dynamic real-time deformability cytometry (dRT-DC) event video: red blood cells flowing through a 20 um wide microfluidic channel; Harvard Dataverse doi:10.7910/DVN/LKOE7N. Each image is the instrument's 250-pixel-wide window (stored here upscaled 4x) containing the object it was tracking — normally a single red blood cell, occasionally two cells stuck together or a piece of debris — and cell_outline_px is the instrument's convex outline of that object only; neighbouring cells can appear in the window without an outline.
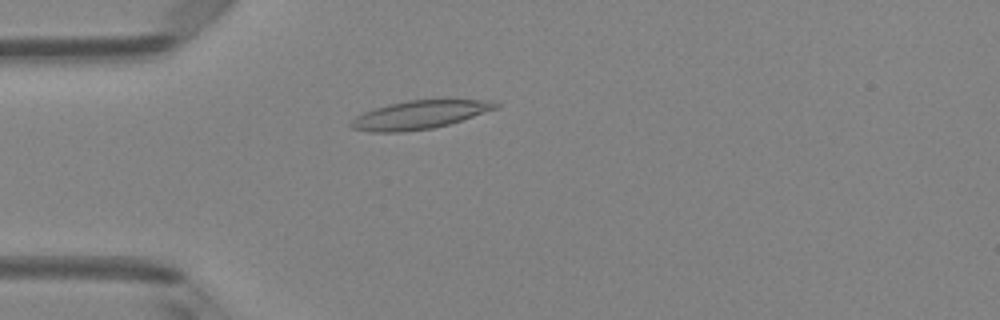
{"species": "Egyptian fruit bat (a non-hibernating species)", "species_latin": "Rousettus aegyptiacus", "temperature_condition": "room temperature", "stored_images_in_passage": 50, "camera_frame_rate_fps": 3000, "um_per_image_px": 0.085, "animal": {"sex": "female"}, "frame": {"image": 1, "passage_image": 14, "time_ms": 4.333, "image_size_px": [1000, 320], "cell_outline_px": [[500, 104], [496, 108], [448, 124], [432, 128], [400, 132], [368, 132], [352, 128], [348, 124], [356, 116], [364, 112], [388, 104], [408, 100], [492, 100]], "centroid_in_image_um": [35.6, 9.76], "position_along_channel_um": 49.4, "area_um2": 23.52}}
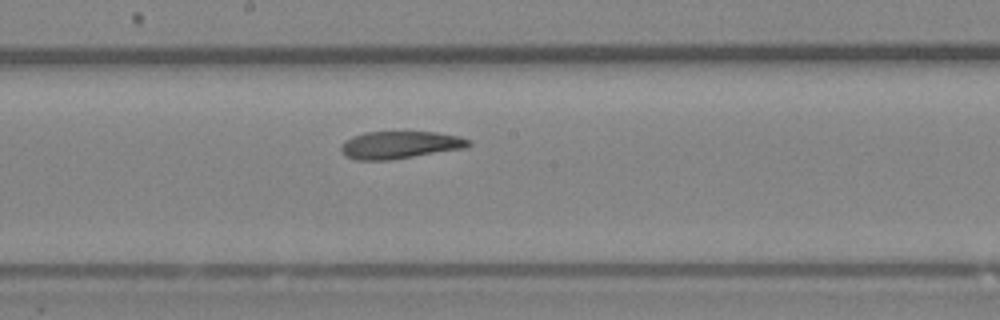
{"frame": {"image": 2, "passage_image": 27, "time_ms": 8.667, "image_size_px": [1000, 320], "cell_outline_px": [[472, 144], [464, 148], [392, 160], [356, 160], [348, 156], [340, 148], [340, 144], [344, 140], [352, 136], [364, 132], [436, 132], [460, 136], [472, 140]], "centroid_in_image_um": [34.01, 12.31], "position_along_channel_um": 214.2, "area_um2": 20.52}}
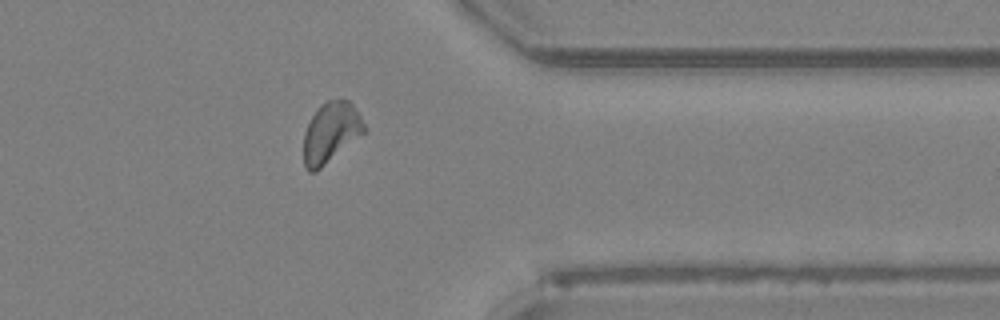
{"frame": {"image": 3, "passage_image": 40, "time_ms": 13.0, "image_size_px": [1000, 320], "cell_outline_px": [[368, 128], [364, 132], [316, 172], [308, 172], [304, 168], [304, 132], [316, 108], [320, 104], [328, 100], [348, 100], [352, 104]], "centroid_in_image_um": [28.1, 11.26], "position_along_channel_um": 383.3, "area_um2": 21.15}, "authors_computed_cell_mechanics": {"area_um2": 21.5305, "velocity_mm_per_s": 4.1341, "shape_relaxation_time_tau1_ms": 8.9931, "shape_relaxation_time_tau2_ms": 3.2488, "deformation_change_tau1": 0.2388, "deformation_change_tau2": 0.109}}